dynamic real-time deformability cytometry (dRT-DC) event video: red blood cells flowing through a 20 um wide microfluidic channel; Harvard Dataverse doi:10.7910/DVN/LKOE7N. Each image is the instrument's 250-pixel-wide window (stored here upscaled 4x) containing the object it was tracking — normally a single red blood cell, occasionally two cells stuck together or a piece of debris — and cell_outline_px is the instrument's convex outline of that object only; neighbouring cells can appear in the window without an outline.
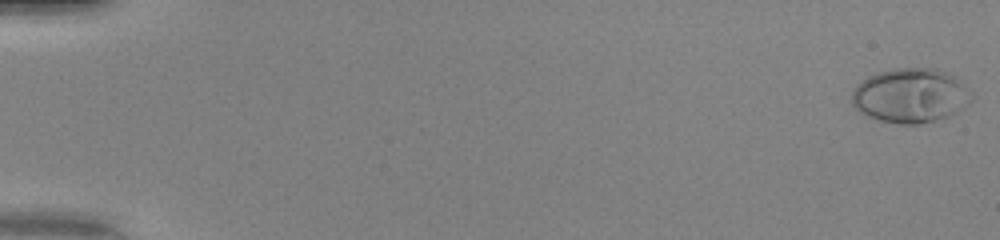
{"species": "human", "species_latin": "Homo sapiens", "temperature_condition": "warm", "stored_images_in_passage": 51, "camera_frame_rate_fps": 3000, "um_per_image_px": 0.085, "donor": {"sex": "female"}, "frame": {"image": 1, "passage_image": 1, "time_ms": 0.0, "image_size_px": [1000, 240], "cell_outline_px": [[976, 96], [964, 108], [948, 116], [936, 120], [920, 124], [900, 124], [880, 120], [868, 116], [860, 112], [852, 104], [852, 92], [868, 76], [880, 72], [896, 68], [936, 68], [948, 72], [956, 76]], "centroid_in_image_um": [77.46, 8.12], "position_along_channel_um": 7.5, "area_um2": 38.09}}
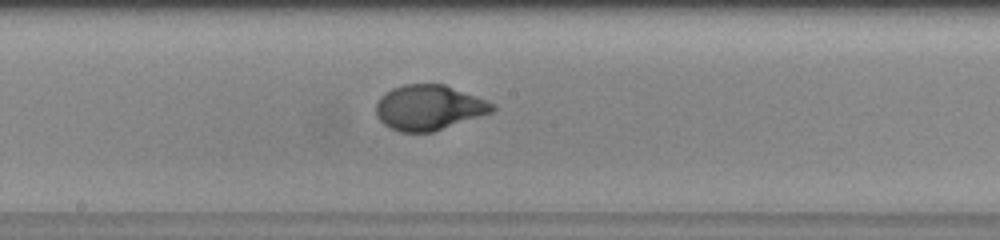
{"frame": {"image": 2, "passage_image": 29, "time_ms": 9.333, "image_size_px": [1000, 240], "cell_outline_px": [[496, 108], [492, 112], [432, 132], [400, 132], [384, 124], [376, 116], [376, 104], [380, 96], [392, 88], [404, 84], [444, 84], [476, 96], [496, 104]], "centroid_in_image_um": [36.44, 9.13], "position_along_channel_um": 211.8, "area_um2": 30.46}}
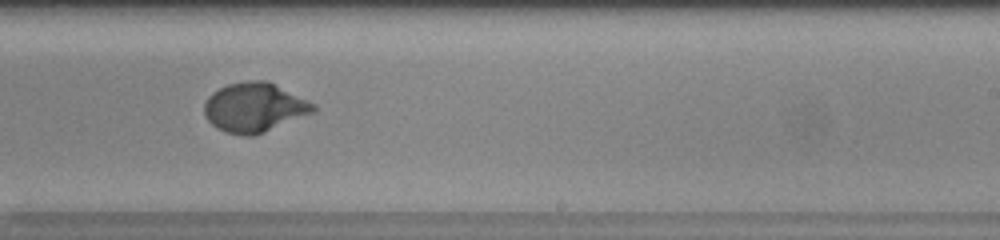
{"frame": {"image": 3, "passage_image": 33, "time_ms": 10.667, "image_size_px": [1000, 240], "cell_outline_px": [[316, 108], [312, 112], [264, 132], [252, 136], [244, 136], [224, 132], [216, 128], [204, 116], [204, 104], [208, 96], [212, 92], [228, 84], [248, 80], [268, 80], [316, 104]], "centroid_in_image_um": [21.59, 9.12], "position_along_channel_um": 267.4, "area_um2": 31.33}, "authors_computed_cell_mechanics": {"area_um2": 31.3276, "velocity_mm_per_s": 4.195, "shape_relaxation_time_tau1_ms": 3.7552, "shape_relaxation_time_tau2_ms": null, "deformation_change_tau1": 0.2433, "deformation_change_tau2": null}}